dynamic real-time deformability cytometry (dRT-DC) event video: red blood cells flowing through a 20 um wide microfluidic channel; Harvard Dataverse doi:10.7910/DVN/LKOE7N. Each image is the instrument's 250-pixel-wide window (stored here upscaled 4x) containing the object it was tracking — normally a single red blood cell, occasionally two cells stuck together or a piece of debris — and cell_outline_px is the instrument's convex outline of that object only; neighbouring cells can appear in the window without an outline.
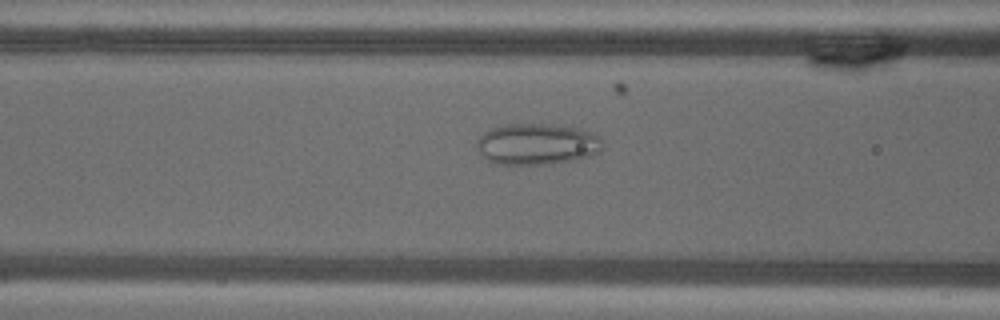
{"species": "common noctule bat (a hibernating species)", "species_latin": "Nyctalus noctula", "temperature_condition": "warm", "stored_images_in_passage": 52, "camera_frame_rate_fps": 3000, "um_per_image_px": 0.085, "animal": {"sex": "male", "body_mass_g": 18.8}, "frame": {"image": 1, "passage_image": 22, "time_ms": 7.0, "image_size_px": [1000, 320], "cell_outline_px": [[600, 152], [576, 160], [544, 164], [492, 164], [476, 148], [476, 140], [484, 132], [492, 128], [508, 124], [544, 124], [584, 128], [600, 136]], "centroid_in_image_um": [45.63, 12.24], "position_along_channel_um": 121.0, "area_um2": 30.29}}
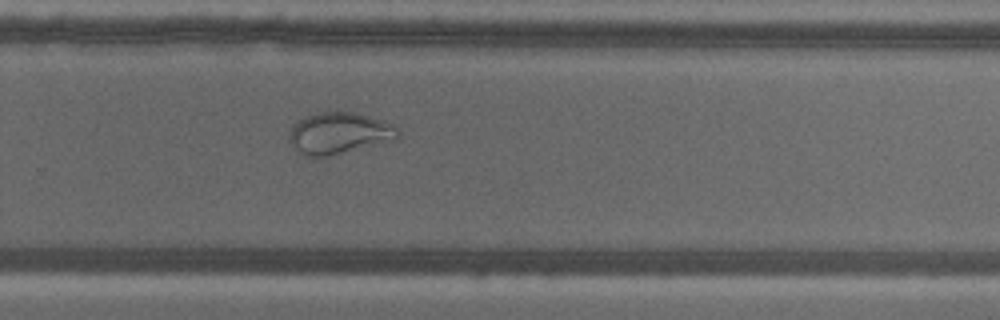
{"frame": {"image": 2, "passage_image": 37, "time_ms": 12.0, "image_size_px": [1000, 320], "cell_outline_px": [[400, 136], [372, 144], [328, 156], [304, 156], [296, 148], [288, 136], [288, 132], [296, 120], [304, 116], [316, 112], [356, 112], [384, 120], [392, 124], [400, 132]], "centroid_in_image_um": [28.76, 11.27], "position_along_channel_um": 301.0, "area_um2": 25.78}}
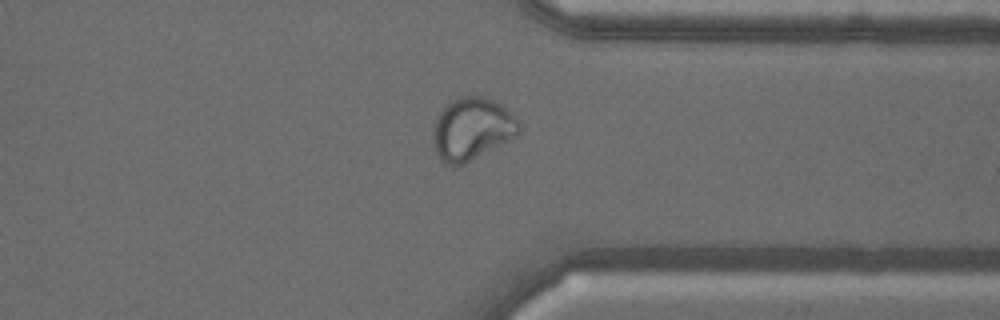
{"frame": {"image": 3, "passage_image": 43, "time_ms": 14.0, "image_size_px": [1000, 320], "cell_outline_px": [[520, 132], [516, 136], [464, 164], [452, 168], [444, 164], [436, 152], [436, 120], [440, 112], [452, 100], [464, 96], [488, 96], [500, 104], [520, 120]], "centroid_in_image_um": [40.17, 10.96], "position_along_channel_um": 371.2, "area_um2": 30.81}}